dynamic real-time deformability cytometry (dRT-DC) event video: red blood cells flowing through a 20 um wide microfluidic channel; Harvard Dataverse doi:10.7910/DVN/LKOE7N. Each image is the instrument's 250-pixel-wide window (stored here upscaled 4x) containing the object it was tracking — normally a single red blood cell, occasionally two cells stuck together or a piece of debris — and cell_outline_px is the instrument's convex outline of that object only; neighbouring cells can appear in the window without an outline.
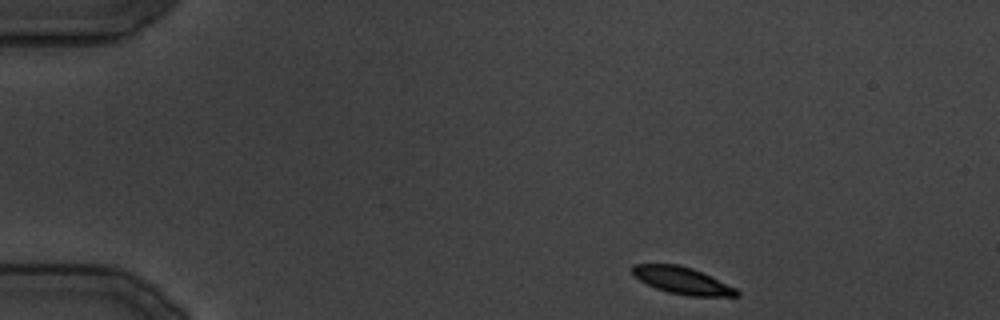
{"species": "common noctule bat (a hibernating species)", "species_latin": "Nyctalus noctula", "temperature_condition": "cold", "stored_images_in_passage": 31, "camera_frame_rate_fps": 3000, "um_per_image_px": 0.085, "animal": {"sex": "male", "body_mass_g": 19.5, "forearm_length_mm": 54.6}, "frame": {"image": 1, "passage_image": 1, "time_ms": 0.0, "image_size_px": [1000, 320], "cell_outline_px": [[740, 296], [688, 296], [668, 292], [656, 288], [640, 280], [632, 272], [632, 264], [676, 264], [692, 268], [736, 288], [740, 292]], "centroid_in_image_um": [58.0, 23.85], "position_along_channel_um": 27.0, "area_um2": 16.18}}